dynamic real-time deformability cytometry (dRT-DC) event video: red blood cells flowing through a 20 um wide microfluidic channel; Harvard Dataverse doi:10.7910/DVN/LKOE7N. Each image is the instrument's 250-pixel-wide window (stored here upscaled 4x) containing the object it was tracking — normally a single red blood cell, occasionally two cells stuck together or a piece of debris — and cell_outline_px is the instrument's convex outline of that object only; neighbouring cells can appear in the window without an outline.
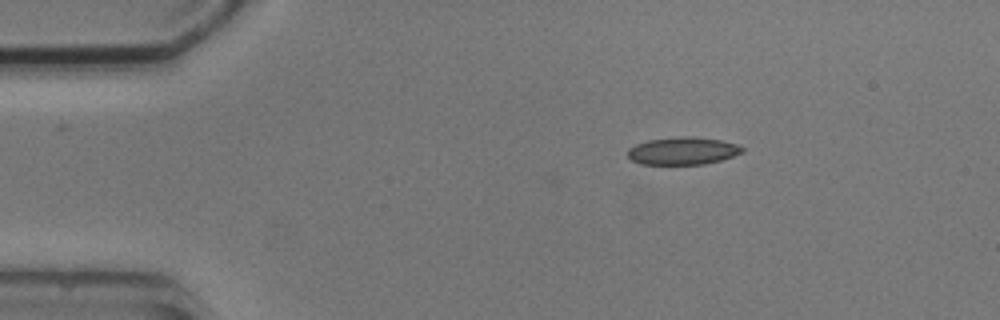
{"species": "common noctule bat (a hibernating species)", "species_latin": "Nyctalus noctula", "temperature_condition": "cold", "stored_images_in_passage": 6, "camera_frame_rate_fps": 3000, "um_per_image_px": 0.085, "animal": {"sex": "male", "body_mass_g": 20.5, "forearm_length_mm": 52.5}, "frame": {"image": 1, "passage_image": 2, "time_ms": 1.333, "image_size_px": [1000, 320], "cell_outline_px": [[744, 152], [720, 160], [704, 164], [640, 164], [632, 160], [628, 156], [628, 148], [636, 144], [648, 140], [684, 136], [692, 136], [720, 140], [736, 144], [744, 148]], "centroid_in_image_um": [58.03, 12.82], "position_along_channel_um": 27.0, "area_um2": 18.26}}
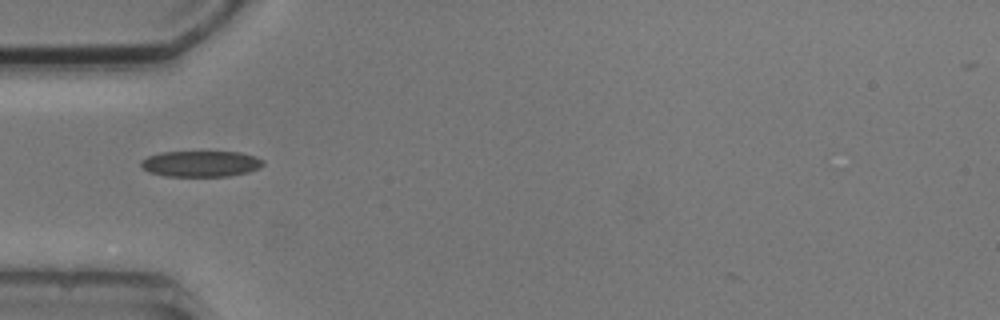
{"frame": {"image": 2, "passage_image": 4, "time_ms": 4.0, "image_size_px": [1000, 320], "cell_outline_px": [[264, 164], [260, 168], [248, 172], [228, 176], [164, 176], [148, 172], [140, 164], [140, 160], [148, 156], [160, 152], [240, 152], [256, 156], [264, 160]], "centroid_in_image_um": [17.08, 13.92], "position_along_channel_um": 67.9, "area_um2": 18.61}}